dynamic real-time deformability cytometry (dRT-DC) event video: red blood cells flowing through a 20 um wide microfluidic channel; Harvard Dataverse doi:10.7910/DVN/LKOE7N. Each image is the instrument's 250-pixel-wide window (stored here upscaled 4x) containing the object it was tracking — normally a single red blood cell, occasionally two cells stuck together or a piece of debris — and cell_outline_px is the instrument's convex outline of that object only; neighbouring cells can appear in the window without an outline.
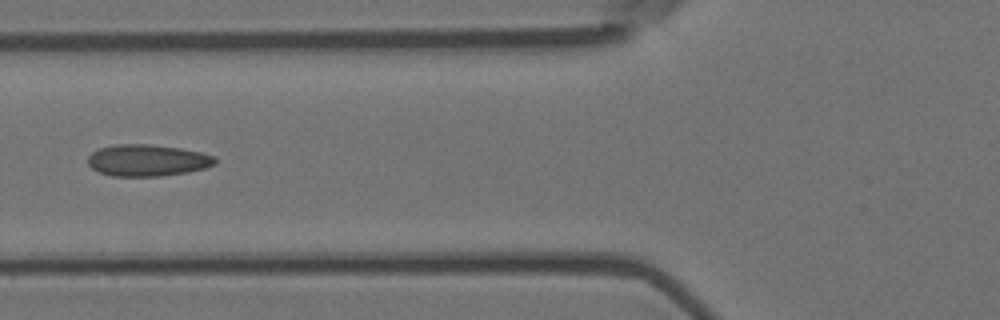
{"species": "Egyptian fruit bat (a non-hibernating species)", "species_latin": "Rousettus aegyptiacus", "temperature_condition": "room temperature", "stored_images_in_passage": 9, "camera_frame_rate_fps": 3000, "um_per_image_px": 0.085, "animal": {"sex": "female"}, "frame": {"image": 1, "passage_image": 6, "time_ms": 1.667, "image_size_px": [1000, 320], "cell_outline_px": [[216, 164], [204, 168], [188, 172], [160, 176], [112, 176], [100, 172], [92, 168], [88, 164], [88, 156], [96, 148], [116, 144], [148, 144], [180, 148], [200, 152], [216, 156]], "centroid_in_image_um": [12.52, 13.62], "position_along_channel_um": 113.3, "area_um2": 23.58}}
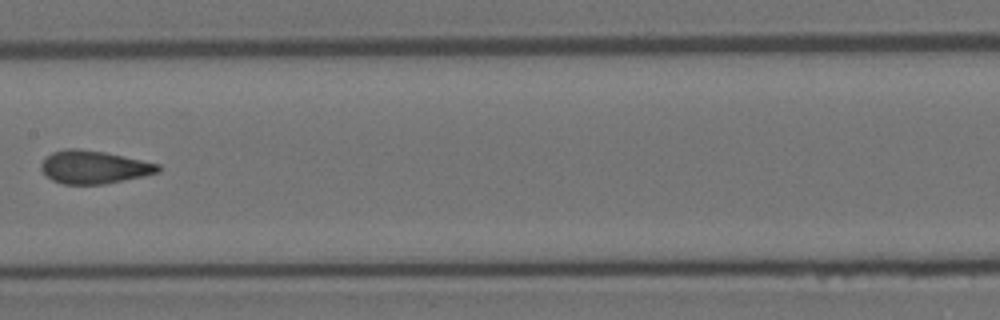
{"frame": {"image": 2, "passage_image": 8, "time_ms": 2.333, "image_size_px": [1000, 320], "cell_outline_px": [[160, 172], [144, 176], [104, 184], [64, 184], [52, 180], [40, 168], [40, 164], [52, 152], [68, 148], [80, 148], [104, 152], [160, 164]], "centroid_in_image_um": [7.99, 14.2], "position_along_channel_um": 199.4, "area_um2": 22.37}}
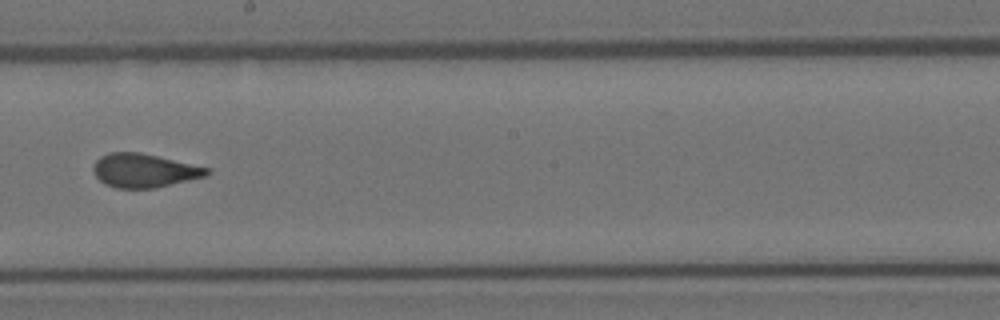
{"frame": {"image": 3, "passage_image": 9, "time_ms": 2.667, "image_size_px": [1000, 320], "cell_outline_px": [[212, 172], [208, 176], [156, 188], [116, 188], [104, 184], [96, 176], [92, 168], [96, 160], [100, 156], [108, 152], [140, 152], [208, 168]], "centroid_in_image_um": [12.24, 14.5], "position_along_channel_um": 236.0, "area_um2": 22.37}}